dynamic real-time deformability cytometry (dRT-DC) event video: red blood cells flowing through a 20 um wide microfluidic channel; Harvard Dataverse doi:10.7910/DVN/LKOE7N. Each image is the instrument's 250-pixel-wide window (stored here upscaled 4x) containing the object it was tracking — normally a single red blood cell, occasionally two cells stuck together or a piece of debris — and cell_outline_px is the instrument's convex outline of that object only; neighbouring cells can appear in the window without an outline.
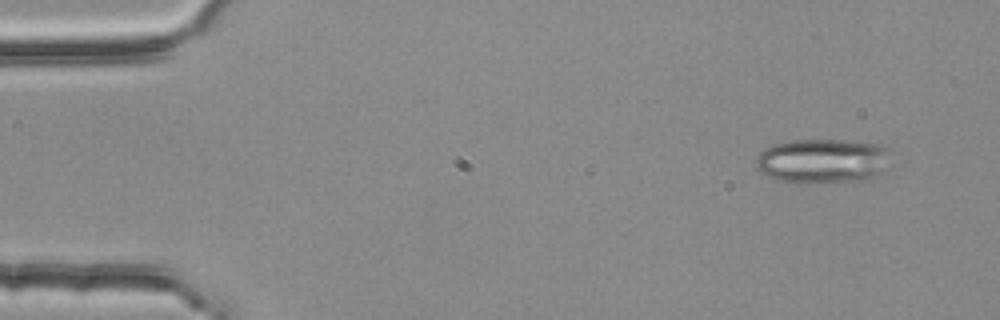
{"species": "common noctule bat (a hibernating species)", "species_latin": "Nyctalus noctula", "temperature_condition": "room temperature", "stored_images_in_passage": 3, "camera_frame_rate_fps": 3000, "um_per_image_px": 0.085, "animal": {"sex": "female", "body_mass_g": 25.1}, "frame": {"image": 1, "passage_image": 1, "time_ms": 0.0, "image_size_px": [1000, 320], "cell_outline_px": [[888, 148], [872, 180], [824, 184], [796, 184], [776, 180], [760, 172], [756, 168], [756, 156], [764, 148], [772, 144], [788, 140], [844, 140], [884, 144]], "centroid_in_image_um": [69.77, 13.7], "position_along_channel_um": 15.2, "area_um2": 35.32}}